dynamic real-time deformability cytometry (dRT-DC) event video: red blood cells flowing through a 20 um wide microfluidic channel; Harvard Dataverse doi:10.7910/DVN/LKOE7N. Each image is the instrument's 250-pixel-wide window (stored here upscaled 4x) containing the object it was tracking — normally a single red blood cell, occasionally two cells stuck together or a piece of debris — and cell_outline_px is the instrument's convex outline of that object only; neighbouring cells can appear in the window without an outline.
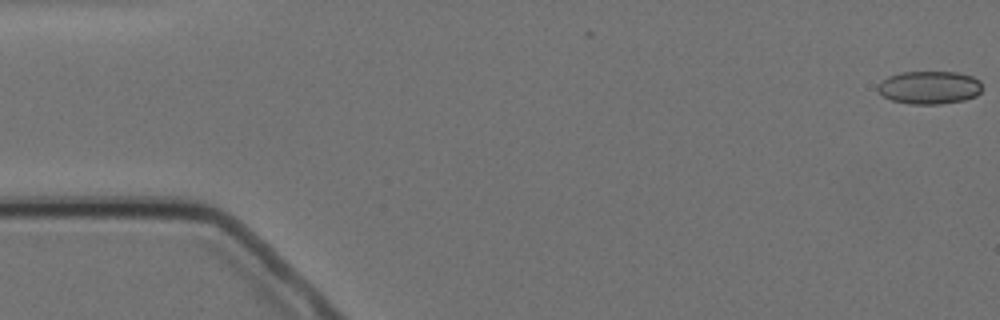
{"species": "Egyptian fruit bat (a non-hibernating species)", "species_latin": "Rousettus aegyptiacus", "temperature_condition": "cold", "stored_images_in_passage": 5, "segment_of_instrument_passage": [2, 2], "camera_frame_rate_fps": 3000, "um_per_image_px": 0.085, "animal": {"sex": "female"}, "frame": {"image": 1, "passage_image": 5, "time_ms": 5.667, "image_size_px": [1000, 320], "cell_outline_px": [[984, 88], [976, 96], [964, 100], [940, 104], [908, 104], [892, 100], [884, 96], [876, 88], [888, 76], [900, 72], [956, 72], [972, 76], [980, 80]], "centroid_in_image_um": [79.04, 7.44], "position_along_channel_um": 6.0, "area_um2": 20.17}}